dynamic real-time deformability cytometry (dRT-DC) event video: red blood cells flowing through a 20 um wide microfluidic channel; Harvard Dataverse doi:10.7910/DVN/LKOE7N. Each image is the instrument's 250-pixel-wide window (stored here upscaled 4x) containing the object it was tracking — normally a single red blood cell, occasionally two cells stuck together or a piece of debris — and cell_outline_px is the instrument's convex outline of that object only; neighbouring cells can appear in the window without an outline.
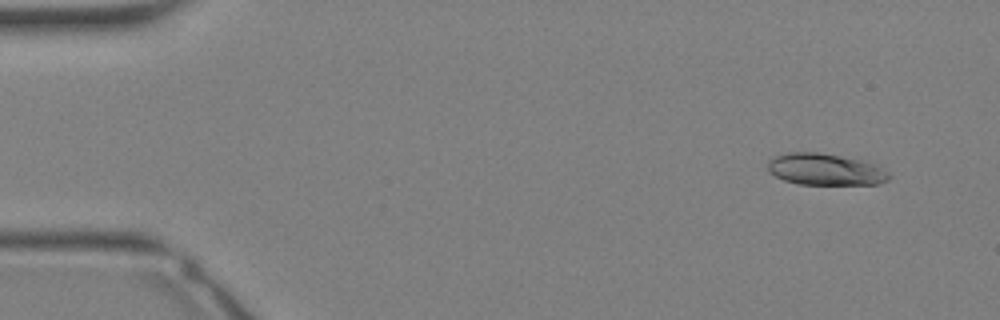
{"species": "Egyptian fruit bat (a non-hibernating species)", "species_latin": "Rousettus aegyptiacus", "temperature_condition": "warm", "stored_images_in_passage": 34, "camera_frame_rate_fps": 3000, "um_per_image_px": 0.085, "animal": {"sex": "female"}, "frame": {"image": 1, "passage_image": 2, "time_ms": 0.333, "image_size_px": [1000, 320], "cell_outline_px": [[892, 176], [888, 180], [876, 184], [800, 184], [784, 180], [768, 172], [768, 160], [772, 156], [788, 152], [816, 152], [840, 156], [860, 160], [876, 164], [888, 172]], "centroid_in_image_um": [70.13, 14.39], "position_along_channel_um": 14.9, "area_um2": 22.37}}
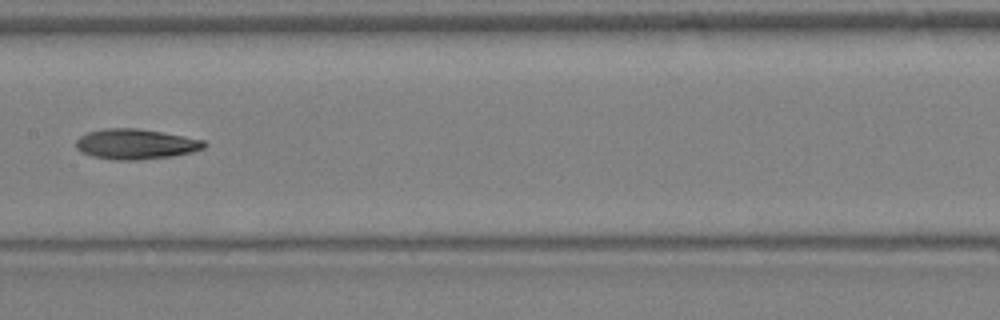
{"frame": {"image": 2, "passage_image": 17, "time_ms": 5.333, "image_size_px": [1000, 320], "cell_outline_px": [[208, 144], [204, 148], [192, 152], [172, 156], [136, 160], [116, 160], [92, 156], [80, 152], [76, 148], [76, 140], [80, 136], [88, 132], [104, 128], [136, 128], [184, 136], [204, 140]], "centroid_in_image_um": [11.52, 12.25], "position_along_channel_um": 195.9, "area_um2": 22.6}}
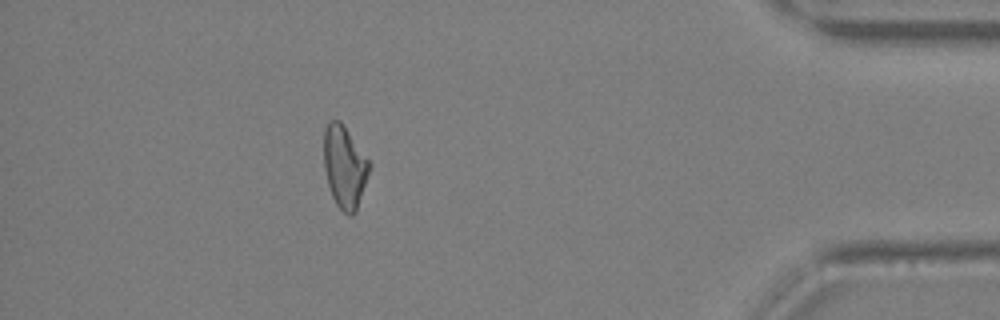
{"frame": {"image": 3, "passage_image": 30, "time_ms": 9.667, "image_size_px": [1000, 320], "cell_outline_px": [[372, 164], [356, 212], [352, 216], [348, 216], [336, 204], [332, 196], [328, 184], [324, 168], [324, 128], [328, 120], [340, 120]], "centroid_in_image_um": [29.29, 14.18], "position_along_channel_um": 405.9, "area_um2": 21.91}}